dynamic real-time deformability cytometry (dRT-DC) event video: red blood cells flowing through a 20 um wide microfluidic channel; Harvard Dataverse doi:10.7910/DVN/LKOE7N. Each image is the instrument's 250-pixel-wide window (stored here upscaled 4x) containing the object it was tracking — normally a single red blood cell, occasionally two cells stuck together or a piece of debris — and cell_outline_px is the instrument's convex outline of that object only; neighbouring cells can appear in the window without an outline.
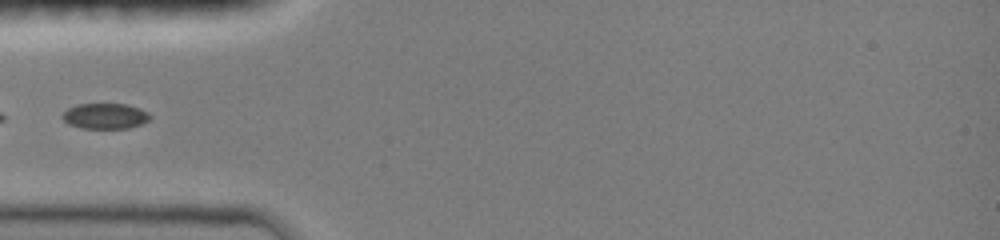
{"species": "common noctule bat (a hibernating species)", "species_latin": "Nyctalus noctula", "temperature_condition": "room temperature", "stored_images_in_passage": 28, "camera_frame_rate_fps": 3000, "um_per_image_px": 0.085, "animal": {"sex": "female", "body_mass_g": 19.0, "forearm_length_mm": 51.5}, "frame": {"image": 1, "passage_image": 1, "time_ms": 0.0, "image_size_px": [1000, 240], "cell_outline_px": [[152, 116], [148, 120], [140, 124], [128, 128], [80, 128], [68, 124], [60, 116], [68, 108], [76, 104], [128, 104], [140, 108], [148, 112]], "centroid_in_image_um": [8.92, 9.86], "position_along_channel_um": 76.1, "area_um2": 13.12}}
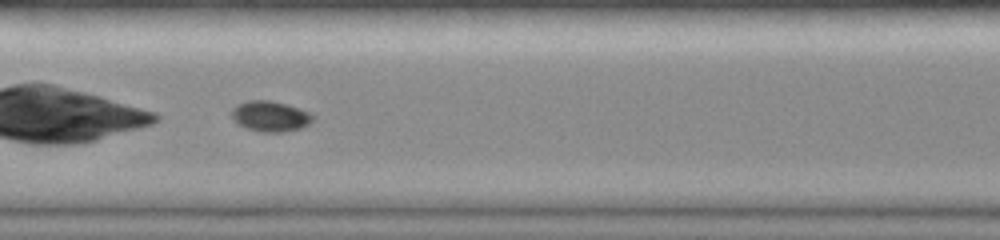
{"frame": {"image": 2, "passage_image": 8, "time_ms": 2.333, "image_size_px": [1000, 240], "cell_outline_px": [[312, 120], [308, 124], [300, 128], [280, 132], [264, 132], [248, 128], [236, 124], [232, 116], [232, 108], [236, 104], [248, 100], [272, 100], [312, 112]], "centroid_in_image_um": [22.95, 9.86], "position_along_channel_um": 184.5, "area_um2": 14.39}}
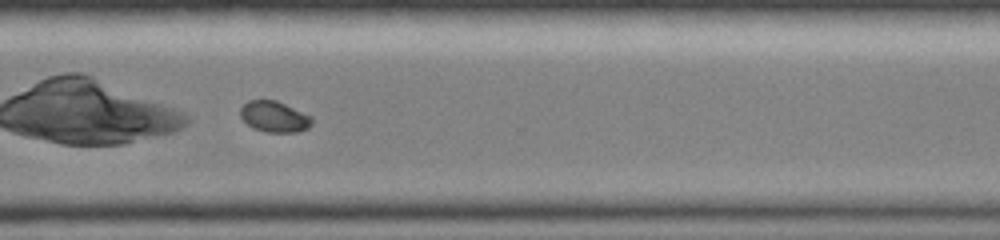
{"frame": {"image": 3, "passage_image": 20, "time_ms": 6.333, "image_size_px": [1000, 240], "cell_outline_px": [[312, 124], [308, 128], [296, 132], [268, 132], [252, 128], [240, 116], [240, 108], [248, 100], [276, 100], [312, 116]], "centroid_in_image_um": [23.32, 9.91], "position_along_channel_um": 347.3, "area_um2": 12.89}}